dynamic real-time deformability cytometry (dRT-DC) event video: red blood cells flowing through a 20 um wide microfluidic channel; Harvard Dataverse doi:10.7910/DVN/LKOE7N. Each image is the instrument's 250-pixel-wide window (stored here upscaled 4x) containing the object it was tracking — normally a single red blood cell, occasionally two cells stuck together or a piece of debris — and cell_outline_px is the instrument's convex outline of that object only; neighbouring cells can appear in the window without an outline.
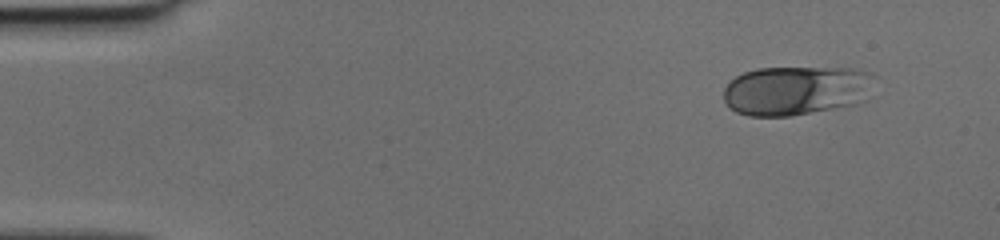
{"species": "human", "species_latin": "Homo sapiens", "temperature_condition": "cold", "stored_images_in_passage": 45, "camera_frame_rate_fps": 3000, "um_per_image_px": 0.085, "donor": {"sex": "female"}, "frame": {"image": 1, "passage_image": 1, "time_ms": 0.0, "image_size_px": [1000, 240], "cell_outline_px": [[872, 76], [864, 100], [856, 104], [792, 116], [748, 116], [736, 112], [724, 100], [724, 88], [736, 76], [744, 72], [756, 68], [852, 68], [872, 72]], "centroid_in_image_um": [67.63, 7.69], "position_along_channel_um": 17.4, "area_um2": 43.06}}
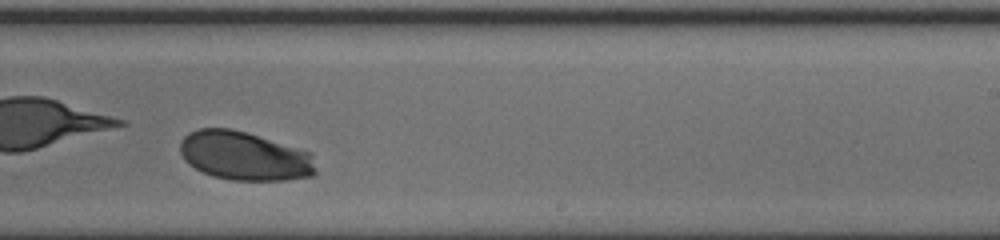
{"frame": {"image": 2, "passage_image": 28, "time_ms": 9.0, "image_size_px": [1000, 240], "cell_outline_px": [[316, 172], [312, 176], [284, 180], [232, 180], [212, 176], [188, 164], [184, 160], [180, 152], [180, 140], [188, 132], [200, 128], [232, 128], [312, 152], [316, 168]], "centroid_in_image_um": [20.77, 13.25], "position_along_channel_um": 268.2, "area_um2": 38.78}}
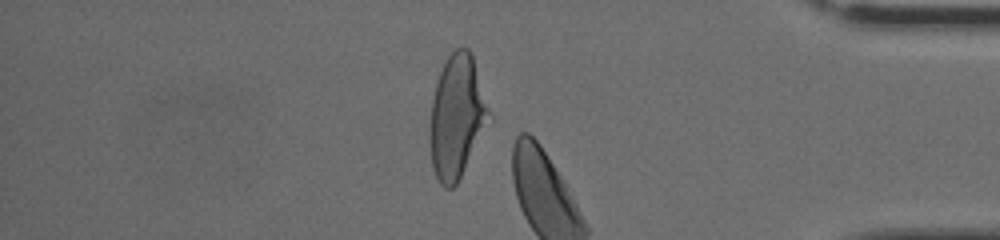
{"frame": {"image": 3, "passage_image": 38, "time_ms": 12.333, "image_size_px": [1000, 240], "cell_outline_px": [[492, 120], [456, 184], [452, 188], [444, 188], [440, 184], [432, 168], [432, 96], [436, 80], [448, 56], [456, 48], [468, 48], [472, 56], [492, 116]], "centroid_in_image_um": [38.87, 9.92], "position_along_channel_um": 396.3, "area_um2": 41.79}}